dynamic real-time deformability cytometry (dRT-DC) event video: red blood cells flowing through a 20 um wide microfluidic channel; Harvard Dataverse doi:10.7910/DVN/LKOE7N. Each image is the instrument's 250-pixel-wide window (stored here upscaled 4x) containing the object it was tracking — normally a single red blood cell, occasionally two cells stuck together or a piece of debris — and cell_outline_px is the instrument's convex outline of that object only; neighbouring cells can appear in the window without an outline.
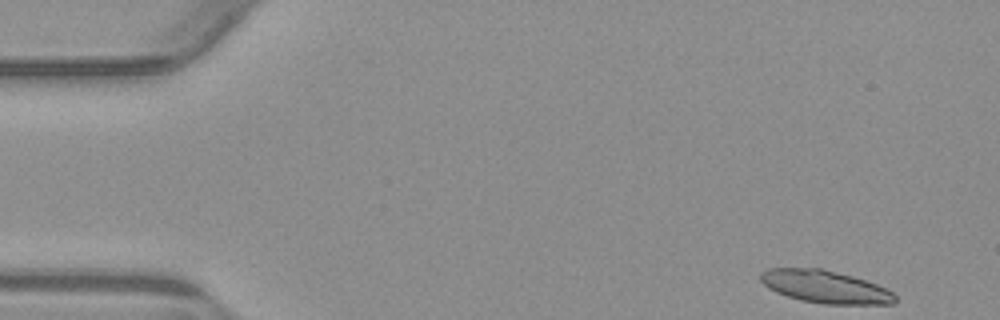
{"species": "common noctule bat (a hibernating species)", "species_latin": "Nyctalus noctula", "temperature_condition": "warm", "stored_images_in_passage": 51, "camera_frame_rate_fps": 3000, "um_per_image_px": 0.085, "animal": {"sex": "male", "body_mass_g": 23.1, "forearm_length_mm": 52.7}, "frame": {"image": 1, "passage_image": 1, "time_ms": 0.0, "image_size_px": [1000, 320], "cell_outline_px": [[896, 300], [892, 304], [824, 304], [800, 300], [776, 292], [768, 288], [760, 280], [760, 272], [768, 268], [820, 268], [852, 276], [876, 284], [892, 292], [896, 296]], "centroid_in_image_um": [70.11, 24.37], "position_along_channel_um": 14.9, "area_um2": 25.43}}
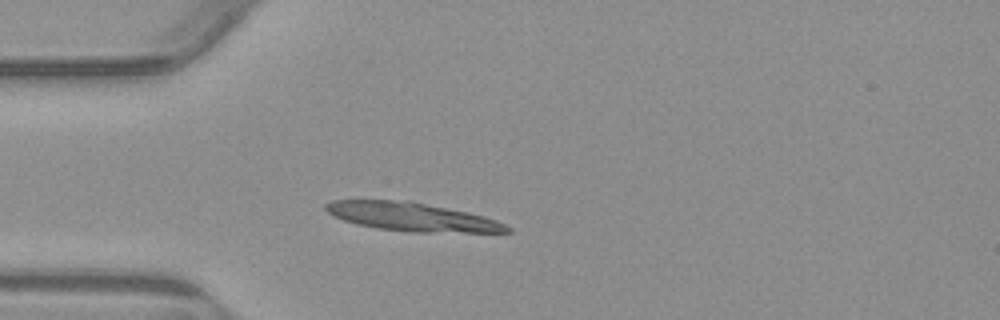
{"frame": {"image": 2, "passage_image": 12, "time_ms": 3.667, "image_size_px": [1000, 320], "cell_outline_px": [[512, 232], [408, 232], [376, 228], [356, 224], [332, 216], [324, 208], [324, 204], [332, 200], [408, 200], [468, 212], [484, 216], [496, 220], [512, 228]], "centroid_in_image_um": [34.99, 18.43], "position_along_channel_um": 50.0, "area_um2": 30.23}}